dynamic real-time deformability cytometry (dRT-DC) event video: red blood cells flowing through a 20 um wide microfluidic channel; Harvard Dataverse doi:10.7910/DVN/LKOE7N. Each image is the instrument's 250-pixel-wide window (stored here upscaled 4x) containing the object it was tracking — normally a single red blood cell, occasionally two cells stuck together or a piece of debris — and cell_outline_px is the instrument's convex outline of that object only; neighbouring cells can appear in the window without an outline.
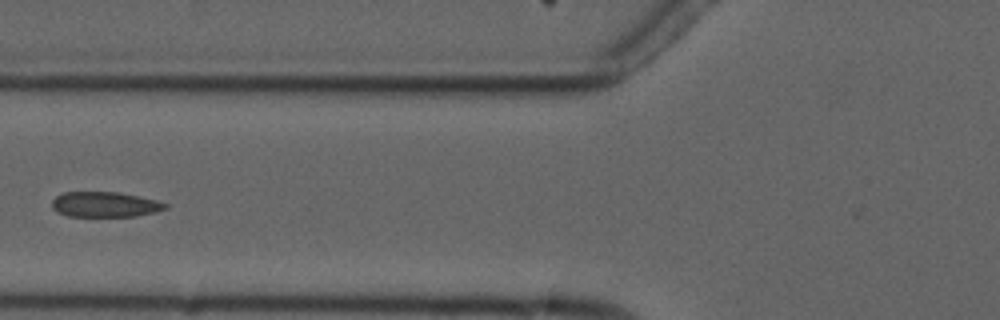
{"species": "common noctule bat (a hibernating species)", "species_latin": "Nyctalus noctula", "temperature_condition": "cold", "stored_images_in_passage": 6, "segment_of_instrument_passage": [2, 2], "camera_frame_rate_fps": 3000, "um_per_image_px": 0.085, "animal": {"sex": "male", "forearm_length_mm": 52.5}, "frame": {"image": 1, "passage_image": 6, "time_ms": 6.333, "image_size_px": [1000, 320], "cell_outline_px": [[168, 208], [156, 212], [136, 216], [68, 216], [56, 212], [52, 208], [52, 200], [56, 196], [64, 192], [120, 192], [140, 196], [156, 200], [168, 204]], "centroid_in_image_um": [8.93, 17.38], "position_along_channel_um": 116.9, "area_um2": 16.82}}